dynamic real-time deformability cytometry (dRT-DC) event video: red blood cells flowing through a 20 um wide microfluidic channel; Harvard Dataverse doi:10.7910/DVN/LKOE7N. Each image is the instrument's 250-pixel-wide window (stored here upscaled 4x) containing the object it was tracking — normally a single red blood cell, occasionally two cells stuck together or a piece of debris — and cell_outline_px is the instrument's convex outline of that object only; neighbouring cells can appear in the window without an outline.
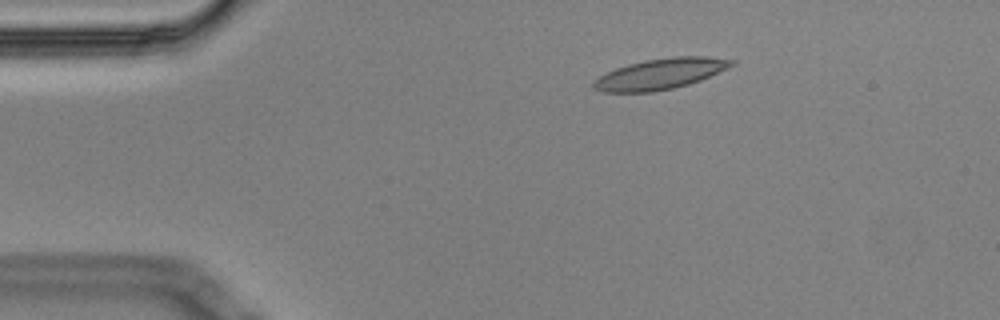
{"species": "Egyptian fruit bat (a non-hibernating species)", "species_latin": "Rousettus aegyptiacus", "temperature_condition": "cold", "stored_images_in_passage": 4, "camera_frame_rate_fps": 3000, "um_per_image_px": 0.085, "animal": {"sex": "male"}, "frame": {"image": 1, "passage_image": 3, "time_ms": 0.667, "image_size_px": [1000, 320], "cell_outline_px": [[736, 64], [728, 68], [700, 80], [688, 84], [672, 88], [652, 92], [604, 92], [592, 88], [592, 84], [600, 76], [616, 68], [628, 64], [644, 60], [672, 56], [704, 56], [736, 60]], "centroid_in_image_um": [56.15, 6.27], "position_along_channel_um": 28.9, "area_um2": 24.62}}